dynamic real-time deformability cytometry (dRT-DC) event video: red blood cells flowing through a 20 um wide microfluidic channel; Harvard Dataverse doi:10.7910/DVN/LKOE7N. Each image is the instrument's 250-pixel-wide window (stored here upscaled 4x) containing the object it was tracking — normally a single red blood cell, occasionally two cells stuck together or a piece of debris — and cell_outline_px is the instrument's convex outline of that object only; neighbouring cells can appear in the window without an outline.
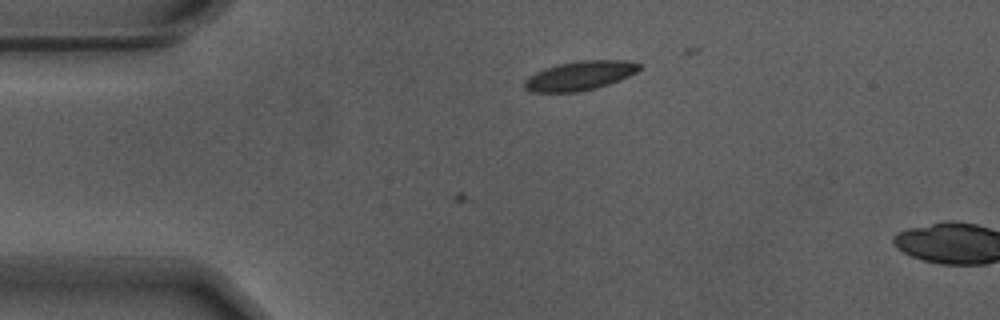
{"species": "Egyptian fruit bat (a non-hibernating species)", "species_latin": "Rousettus aegyptiacus", "temperature_condition": "warm", "stored_images_in_passage": 2, "camera_frame_rate_fps": 3000, "um_per_image_px": 0.085, "animal": {"sex": "male"}, "frame": {"image": 1, "passage_image": 2, "time_ms": 0.333, "image_size_px": [1000, 320], "cell_outline_px": [[640, 68], [636, 72], [620, 80], [596, 88], [580, 92], [532, 92], [524, 88], [524, 80], [528, 76], [544, 68], [560, 64], [580, 60], [628, 60], [640, 64]], "centroid_in_image_um": [49.27, 6.43], "position_along_channel_um": 35.7, "area_um2": 19.54}}